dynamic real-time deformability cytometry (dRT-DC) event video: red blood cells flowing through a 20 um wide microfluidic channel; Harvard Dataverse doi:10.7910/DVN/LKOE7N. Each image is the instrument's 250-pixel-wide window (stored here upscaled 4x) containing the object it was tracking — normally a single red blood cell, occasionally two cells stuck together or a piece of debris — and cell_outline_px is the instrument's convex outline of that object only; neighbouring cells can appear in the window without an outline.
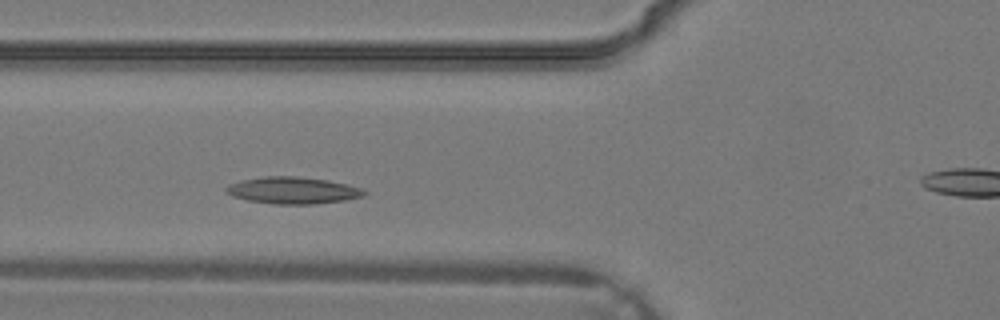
{"species": "common noctule bat (a hibernating species)", "species_latin": "Nyctalus noctula", "temperature_condition": "warm", "stored_images_in_passage": 26, "camera_frame_rate_fps": 3000, "um_per_image_px": 0.085, "animal": {"sex": "male", "body_mass_g": 19.2, "forearm_length_mm": 51.8}, "frame": {"image": 1, "passage_image": 3, "time_ms": 0.667, "image_size_px": [1000, 320], "cell_outline_px": [[368, 192], [364, 196], [344, 200], [312, 204], [272, 204], [248, 200], [232, 196], [224, 192], [224, 188], [228, 184], [240, 180], [264, 176], [296, 176], [328, 180], [348, 184], [364, 188]], "centroid_in_image_um": [24.88, 16.17], "position_along_channel_um": 100.9, "area_um2": 21.85}}
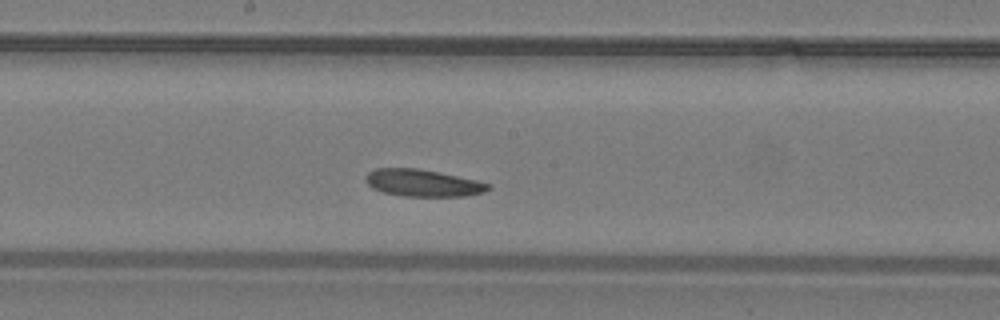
{"frame": {"image": 2, "passage_image": 9, "time_ms": 2.667, "image_size_px": [1000, 320], "cell_outline_px": [[492, 188], [484, 192], [468, 196], [404, 196], [384, 192], [372, 188], [364, 180], [364, 176], [368, 172], [376, 168], [416, 168], [476, 180], [492, 184]], "centroid_in_image_um": [35.94, 15.55], "position_along_channel_um": 212.3, "area_um2": 19.31}}
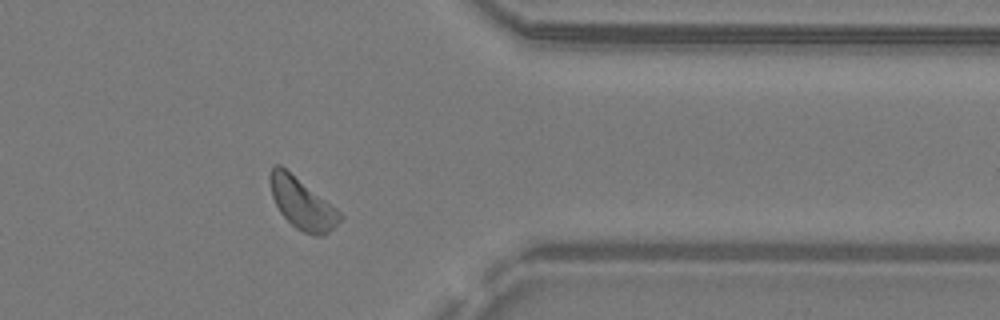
{"frame": {"image": 3, "passage_image": 19, "time_ms": 6.0, "image_size_px": [1000, 320], "cell_outline_px": [[344, 216], [324, 236], [316, 236], [304, 232], [296, 228], [280, 212], [272, 196], [268, 180], [268, 176], [272, 164], [280, 164], [336, 208]], "centroid_in_image_um": [25.64, 17.27], "position_along_channel_um": 385.8, "area_um2": 20.63}}